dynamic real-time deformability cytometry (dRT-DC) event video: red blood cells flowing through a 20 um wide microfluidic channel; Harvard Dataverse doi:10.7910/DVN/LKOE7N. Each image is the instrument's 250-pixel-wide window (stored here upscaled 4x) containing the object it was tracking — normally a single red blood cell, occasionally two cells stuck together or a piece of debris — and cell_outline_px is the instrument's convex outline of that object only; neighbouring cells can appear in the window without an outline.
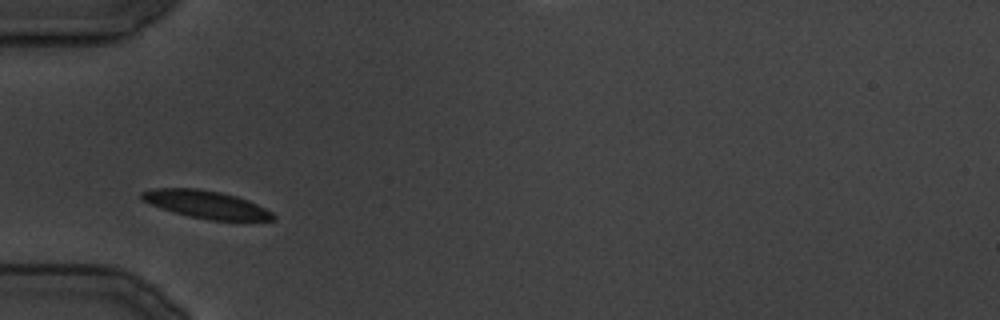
{"species": "common noctule bat (a hibernating species)", "species_latin": "Nyctalus noctula", "temperature_condition": "cold", "stored_images_in_passage": 24, "camera_frame_rate_fps": 3000, "um_per_image_px": 0.085, "animal": {"sex": "male", "body_mass_g": 19.5, "forearm_length_mm": 54.6}, "frame": {"image": 1, "passage_image": 1, "time_ms": 0.0, "image_size_px": [1000, 320], "cell_outline_px": [[276, 220], [212, 220], [192, 216], [176, 212], [140, 200], [140, 192], [156, 188], [196, 188], [220, 192], [236, 196], [248, 200], [272, 212], [276, 216]], "centroid_in_image_um": [17.53, 17.36], "position_along_channel_um": 67.5, "area_um2": 20.81}}
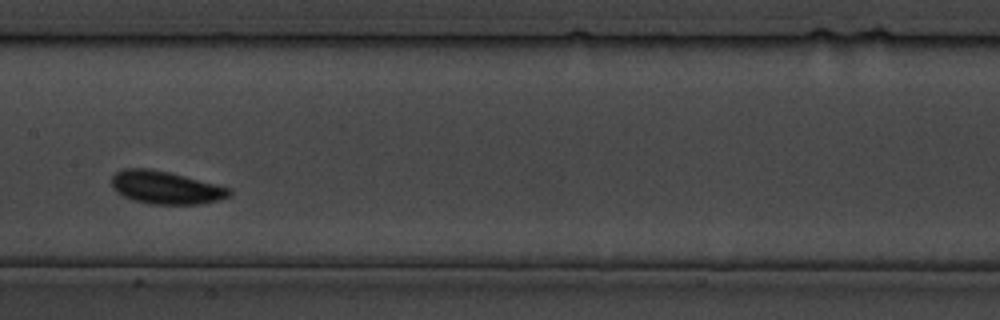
{"frame": {"image": 2, "passage_image": 8, "time_ms": 8.333, "image_size_px": [1000, 320], "cell_outline_px": [[232, 192], [228, 196], [220, 200], [200, 204], [152, 204], [136, 200], [124, 196], [112, 184], [112, 176], [116, 172], [124, 168], [148, 168], [168, 172], [216, 184], [228, 188]], "centroid_in_image_um": [14.11, 15.94], "position_along_channel_um": 193.3, "area_um2": 22.08}}
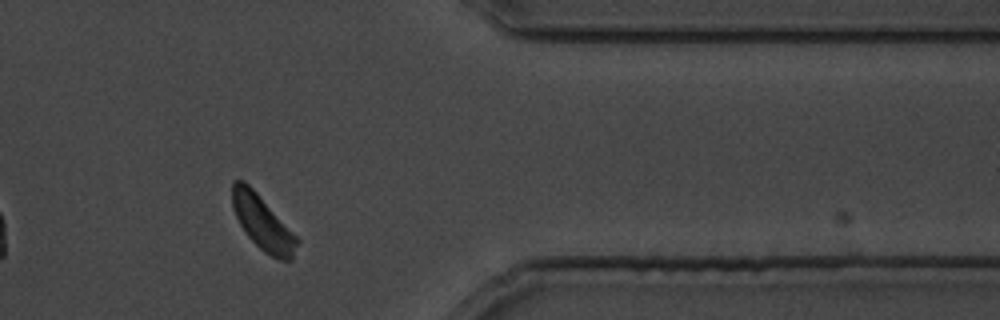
{"frame": {"image": 3, "passage_image": 19, "time_ms": 22.0, "image_size_px": [1000, 320], "cell_outline_px": [[300, 240], [292, 260], [280, 260], [264, 252], [248, 236], [240, 224], [232, 208], [232, 180], [244, 180], [256, 192]], "centroid_in_image_um": [22.32, 18.94], "position_along_channel_um": 389.1, "area_um2": 20.17}}